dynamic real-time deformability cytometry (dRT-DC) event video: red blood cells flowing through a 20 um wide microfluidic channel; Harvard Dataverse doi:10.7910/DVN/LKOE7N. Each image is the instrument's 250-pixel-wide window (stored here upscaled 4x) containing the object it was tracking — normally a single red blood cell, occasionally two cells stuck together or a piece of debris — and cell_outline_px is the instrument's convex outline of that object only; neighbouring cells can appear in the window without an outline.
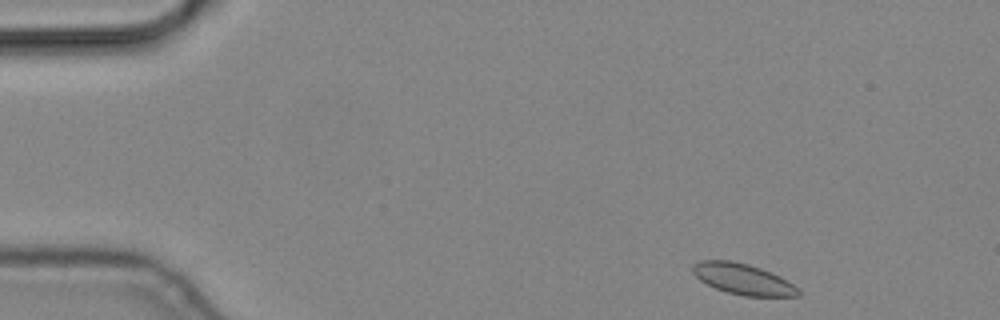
{"species": "common noctule bat (a hibernating species)", "species_latin": "Nyctalus noctula", "temperature_condition": "cold", "stored_images_in_passage": 3, "camera_frame_rate_fps": 3000, "um_per_image_px": 0.085, "animal": {"sex": "male", "body_mass_g": 19.2, "forearm_length_mm": 51.8}, "frame": {"image": 1, "passage_image": 1, "time_ms": 0.0, "image_size_px": [1000, 320], "cell_outline_px": [[800, 296], [744, 296], [728, 292], [716, 288], [700, 280], [692, 272], [692, 264], [700, 260], [732, 260], [748, 264], [760, 268], [780, 276], [800, 288]], "centroid_in_image_um": [63.16, 23.71], "position_along_channel_um": 21.8, "area_um2": 19.02}}
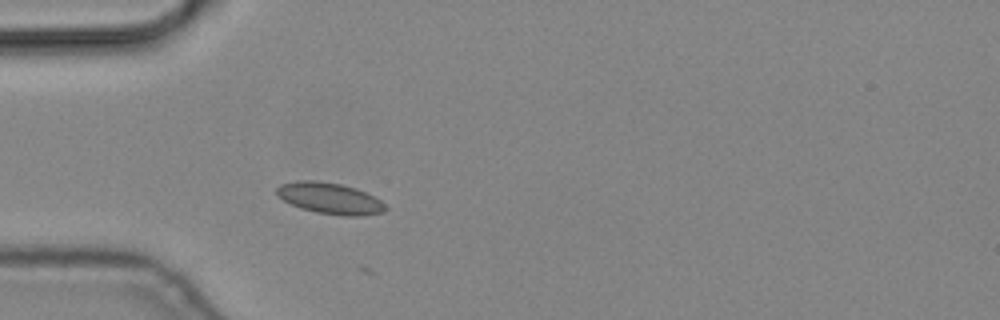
{"frame": {"image": 2, "passage_image": 3, "time_ms": 0.667, "image_size_px": [1000, 320], "cell_outline_px": [[388, 208], [384, 212], [360, 216], [344, 216], [316, 212], [300, 208], [276, 196], [276, 188], [280, 184], [296, 180], [316, 180], [340, 184], [356, 188], [380, 200]], "centroid_in_image_um": [28.01, 16.85], "position_along_channel_um": 57.0, "area_um2": 19.83}}